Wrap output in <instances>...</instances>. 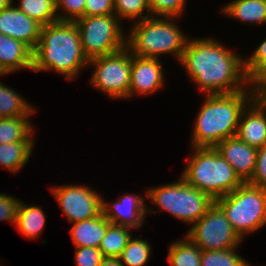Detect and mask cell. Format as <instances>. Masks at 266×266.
I'll return each mask as SVG.
<instances>
[{
  "label": "cell",
  "mask_w": 266,
  "mask_h": 266,
  "mask_svg": "<svg viewBox=\"0 0 266 266\" xmlns=\"http://www.w3.org/2000/svg\"><path fill=\"white\" fill-rule=\"evenodd\" d=\"M245 60L218 40L195 38L188 39L179 62L199 90L213 95L248 89Z\"/></svg>",
  "instance_id": "obj_1"
},
{
  "label": "cell",
  "mask_w": 266,
  "mask_h": 266,
  "mask_svg": "<svg viewBox=\"0 0 266 266\" xmlns=\"http://www.w3.org/2000/svg\"><path fill=\"white\" fill-rule=\"evenodd\" d=\"M88 63L75 22L57 21L42 26L33 51L32 71L53 70L71 81Z\"/></svg>",
  "instance_id": "obj_2"
},
{
  "label": "cell",
  "mask_w": 266,
  "mask_h": 266,
  "mask_svg": "<svg viewBox=\"0 0 266 266\" xmlns=\"http://www.w3.org/2000/svg\"><path fill=\"white\" fill-rule=\"evenodd\" d=\"M249 89L207 95L196 117L192 147L215 148L223 140L236 136L243 110L256 97L255 87Z\"/></svg>",
  "instance_id": "obj_3"
},
{
  "label": "cell",
  "mask_w": 266,
  "mask_h": 266,
  "mask_svg": "<svg viewBox=\"0 0 266 266\" xmlns=\"http://www.w3.org/2000/svg\"><path fill=\"white\" fill-rule=\"evenodd\" d=\"M176 17H148L137 20L126 36V47L140 57L159 58L162 54L182 57L188 36L175 24ZM173 20V21H172Z\"/></svg>",
  "instance_id": "obj_4"
},
{
  "label": "cell",
  "mask_w": 266,
  "mask_h": 266,
  "mask_svg": "<svg viewBox=\"0 0 266 266\" xmlns=\"http://www.w3.org/2000/svg\"><path fill=\"white\" fill-rule=\"evenodd\" d=\"M193 154L181 177L214 201L231 193L243 182L234 168L212 147H192Z\"/></svg>",
  "instance_id": "obj_5"
},
{
  "label": "cell",
  "mask_w": 266,
  "mask_h": 266,
  "mask_svg": "<svg viewBox=\"0 0 266 266\" xmlns=\"http://www.w3.org/2000/svg\"><path fill=\"white\" fill-rule=\"evenodd\" d=\"M234 231L243 240L266 224V189L242 183L231 193L217 198Z\"/></svg>",
  "instance_id": "obj_6"
},
{
  "label": "cell",
  "mask_w": 266,
  "mask_h": 266,
  "mask_svg": "<svg viewBox=\"0 0 266 266\" xmlns=\"http://www.w3.org/2000/svg\"><path fill=\"white\" fill-rule=\"evenodd\" d=\"M145 196L175 218L192 225L215 202L206 193L187 184L181 176L177 182L150 188Z\"/></svg>",
  "instance_id": "obj_7"
},
{
  "label": "cell",
  "mask_w": 266,
  "mask_h": 266,
  "mask_svg": "<svg viewBox=\"0 0 266 266\" xmlns=\"http://www.w3.org/2000/svg\"><path fill=\"white\" fill-rule=\"evenodd\" d=\"M115 14L84 16L75 21L88 60L110 55L126 47V35Z\"/></svg>",
  "instance_id": "obj_8"
},
{
  "label": "cell",
  "mask_w": 266,
  "mask_h": 266,
  "mask_svg": "<svg viewBox=\"0 0 266 266\" xmlns=\"http://www.w3.org/2000/svg\"><path fill=\"white\" fill-rule=\"evenodd\" d=\"M131 55L125 47L113 54L90 59L88 66L95 67L90 84L110 98H129Z\"/></svg>",
  "instance_id": "obj_9"
},
{
  "label": "cell",
  "mask_w": 266,
  "mask_h": 266,
  "mask_svg": "<svg viewBox=\"0 0 266 266\" xmlns=\"http://www.w3.org/2000/svg\"><path fill=\"white\" fill-rule=\"evenodd\" d=\"M186 236L201 251L235 248L243 241L234 231L224 211L216 202L193 224Z\"/></svg>",
  "instance_id": "obj_10"
},
{
  "label": "cell",
  "mask_w": 266,
  "mask_h": 266,
  "mask_svg": "<svg viewBox=\"0 0 266 266\" xmlns=\"http://www.w3.org/2000/svg\"><path fill=\"white\" fill-rule=\"evenodd\" d=\"M50 190L71 223L87 220L102 213L103 198L89 186L63 185L52 187Z\"/></svg>",
  "instance_id": "obj_11"
},
{
  "label": "cell",
  "mask_w": 266,
  "mask_h": 266,
  "mask_svg": "<svg viewBox=\"0 0 266 266\" xmlns=\"http://www.w3.org/2000/svg\"><path fill=\"white\" fill-rule=\"evenodd\" d=\"M160 58L131 55V82L129 98L137 94H150L164 84V70Z\"/></svg>",
  "instance_id": "obj_12"
},
{
  "label": "cell",
  "mask_w": 266,
  "mask_h": 266,
  "mask_svg": "<svg viewBox=\"0 0 266 266\" xmlns=\"http://www.w3.org/2000/svg\"><path fill=\"white\" fill-rule=\"evenodd\" d=\"M12 4L0 11V32L23 42L34 51L40 38L42 25Z\"/></svg>",
  "instance_id": "obj_13"
},
{
  "label": "cell",
  "mask_w": 266,
  "mask_h": 266,
  "mask_svg": "<svg viewBox=\"0 0 266 266\" xmlns=\"http://www.w3.org/2000/svg\"><path fill=\"white\" fill-rule=\"evenodd\" d=\"M143 196L125 193L118 201L111 204L103 198L102 212L113 224L130 226L132 229L140 228L146 219V213H156L144 204Z\"/></svg>",
  "instance_id": "obj_14"
},
{
  "label": "cell",
  "mask_w": 266,
  "mask_h": 266,
  "mask_svg": "<svg viewBox=\"0 0 266 266\" xmlns=\"http://www.w3.org/2000/svg\"><path fill=\"white\" fill-rule=\"evenodd\" d=\"M266 100L255 97L243 110L236 136L249 146L266 144Z\"/></svg>",
  "instance_id": "obj_15"
},
{
  "label": "cell",
  "mask_w": 266,
  "mask_h": 266,
  "mask_svg": "<svg viewBox=\"0 0 266 266\" xmlns=\"http://www.w3.org/2000/svg\"><path fill=\"white\" fill-rule=\"evenodd\" d=\"M215 149L234 168L243 183L251 180L257 160V148L232 136L219 143Z\"/></svg>",
  "instance_id": "obj_16"
},
{
  "label": "cell",
  "mask_w": 266,
  "mask_h": 266,
  "mask_svg": "<svg viewBox=\"0 0 266 266\" xmlns=\"http://www.w3.org/2000/svg\"><path fill=\"white\" fill-rule=\"evenodd\" d=\"M0 63L8 73L22 68L32 70L33 51L23 42L0 32Z\"/></svg>",
  "instance_id": "obj_17"
},
{
  "label": "cell",
  "mask_w": 266,
  "mask_h": 266,
  "mask_svg": "<svg viewBox=\"0 0 266 266\" xmlns=\"http://www.w3.org/2000/svg\"><path fill=\"white\" fill-rule=\"evenodd\" d=\"M110 224L103 212L96 217L73 223L70 233L74 246L99 248Z\"/></svg>",
  "instance_id": "obj_18"
},
{
  "label": "cell",
  "mask_w": 266,
  "mask_h": 266,
  "mask_svg": "<svg viewBox=\"0 0 266 266\" xmlns=\"http://www.w3.org/2000/svg\"><path fill=\"white\" fill-rule=\"evenodd\" d=\"M221 12L241 22L266 24V0H234L225 5Z\"/></svg>",
  "instance_id": "obj_19"
},
{
  "label": "cell",
  "mask_w": 266,
  "mask_h": 266,
  "mask_svg": "<svg viewBox=\"0 0 266 266\" xmlns=\"http://www.w3.org/2000/svg\"><path fill=\"white\" fill-rule=\"evenodd\" d=\"M45 217L42 208L37 205H26L21 201L15 226L25 237L36 239L37 236L40 237L39 235L42 234L46 221Z\"/></svg>",
  "instance_id": "obj_20"
},
{
  "label": "cell",
  "mask_w": 266,
  "mask_h": 266,
  "mask_svg": "<svg viewBox=\"0 0 266 266\" xmlns=\"http://www.w3.org/2000/svg\"><path fill=\"white\" fill-rule=\"evenodd\" d=\"M33 141H18L9 144H0V166L12 173H17L29 162L32 154Z\"/></svg>",
  "instance_id": "obj_21"
},
{
  "label": "cell",
  "mask_w": 266,
  "mask_h": 266,
  "mask_svg": "<svg viewBox=\"0 0 266 266\" xmlns=\"http://www.w3.org/2000/svg\"><path fill=\"white\" fill-rule=\"evenodd\" d=\"M30 116L0 118V144L18 141H34Z\"/></svg>",
  "instance_id": "obj_22"
},
{
  "label": "cell",
  "mask_w": 266,
  "mask_h": 266,
  "mask_svg": "<svg viewBox=\"0 0 266 266\" xmlns=\"http://www.w3.org/2000/svg\"><path fill=\"white\" fill-rule=\"evenodd\" d=\"M184 237L171 243L167 261L172 266H201L202 251L189 237Z\"/></svg>",
  "instance_id": "obj_23"
},
{
  "label": "cell",
  "mask_w": 266,
  "mask_h": 266,
  "mask_svg": "<svg viewBox=\"0 0 266 266\" xmlns=\"http://www.w3.org/2000/svg\"><path fill=\"white\" fill-rule=\"evenodd\" d=\"M131 227L111 223L101 240L99 249L104 257L119 258L122 251L132 238L130 233Z\"/></svg>",
  "instance_id": "obj_24"
},
{
  "label": "cell",
  "mask_w": 266,
  "mask_h": 266,
  "mask_svg": "<svg viewBox=\"0 0 266 266\" xmlns=\"http://www.w3.org/2000/svg\"><path fill=\"white\" fill-rule=\"evenodd\" d=\"M34 112L27 100L0 82V118L31 116Z\"/></svg>",
  "instance_id": "obj_25"
},
{
  "label": "cell",
  "mask_w": 266,
  "mask_h": 266,
  "mask_svg": "<svg viewBox=\"0 0 266 266\" xmlns=\"http://www.w3.org/2000/svg\"><path fill=\"white\" fill-rule=\"evenodd\" d=\"M17 8L42 26L59 21L56 0H19Z\"/></svg>",
  "instance_id": "obj_26"
},
{
  "label": "cell",
  "mask_w": 266,
  "mask_h": 266,
  "mask_svg": "<svg viewBox=\"0 0 266 266\" xmlns=\"http://www.w3.org/2000/svg\"><path fill=\"white\" fill-rule=\"evenodd\" d=\"M150 254L151 246L148 241L136 237L129 240L119 258L123 266H144L148 262Z\"/></svg>",
  "instance_id": "obj_27"
},
{
  "label": "cell",
  "mask_w": 266,
  "mask_h": 266,
  "mask_svg": "<svg viewBox=\"0 0 266 266\" xmlns=\"http://www.w3.org/2000/svg\"><path fill=\"white\" fill-rule=\"evenodd\" d=\"M236 248L202 251L201 266H250L237 254Z\"/></svg>",
  "instance_id": "obj_28"
},
{
  "label": "cell",
  "mask_w": 266,
  "mask_h": 266,
  "mask_svg": "<svg viewBox=\"0 0 266 266\" xmlns=\"http://www.w3.org/2000/svg\"><path fill=\"white\" fill-rule=\"evenodd\" d=\"M115 15L122 20L137 18L143 20L144 18L151 17L149 0H114ZM146 11L147 15L144 14ZM144 14V15H143Z\"/></svg>",
  "instance_id": "obj_29"
},
{
  "label": "cell",
  "mask_w": 266,
  "mask_h": 266,
  "mask_svg": "<svg viewBox=\"0 0 266 266\" xmlns=\"http://www.w3.org/2000/svg\"><path fill=\"white\" fill-rule=\"evenodd\" d=\"M245 71L250 86L255 87L266 76V39L252 57L245 61Z\"/></svg>",
  "instance_id": "obj_30"
},
{
  "label": "cell",
  "mask_w": 266,
  "mask_h": 266,
  "mask_svg": "<svg viewBox=\"0 0 266 266\" xmlns=\"http://www.w3.org/2000/svg\"><path fill=\"white\" fill-rule=\"evenodd\" d=\"M152 17H179L183 14L186 0H149Z\"/></svg>",
  "instance_id": "obj_31"
},
{
  "label": "cell",
  "mask_w": 266,
  "mask_h": 266,
  "mask_svg": "<svg viewBox=\"0 0 266 266\" xmlns=\"http://www.w3.org/2000/svg\"><path fill=\"white\" fill-rule=\"evenodd\" d=\"M86 0H56V10H63L59 13V21L75 22L84 17V8Z\"/></svg>",
  "instance_id": "obj_32"
},
{
  "label": "cell",
  "mask_w": 266,
  "mask_h": 266,
  "mask_svg": "<svg viewBox=\"0 0 266 266\" xmlns=\"http://www.w3.org/2000/svg\"><path fill=\"white\" fill-rule=\"evenodd\" d=\"M76 266H99L104 258L101 250L95 247H75Z\"/></svg>",
  "instance_id": "obj_33"
},
{
  "label": "cell",
  "mask_w": 266,
  "mask_h": 266,
  "mask_svg": "<svg viewBox=\"0 0 266 266\" xmlns=\"http://www.w3.org/2000/svg\"><path fill=\"white\" fill-rule=\"evenodd\" d=\"M20 203L21 201L13 196L0 193V221H9L15 225Z\"/></svg>",
  "instance_id": "obj_34"
},
{
  "label": "cell",
  "mask_w": 266,
  "mask_h": 266,
  "mask_svg": "<svg viewBox=\"0 0 266 266\" xmlns=\"http://www.w3.org/2000/svg\"><path fill=\"white\" fill-rule=\"evenodd\" d=\"M248 183L266 189V144L257 150L255 169Z\"/></svg>",
  "instance_id": "obj_35"
},
{
  "label": "cell",
  "mask_w": 266,
  "mask_h": 266,
  "mask_svg": "<svg viewBox=\"0 0 266 266\" xmlns=\"http://www.w3.org/2000/svg\"><path fill=\"white\" fill-rule=\"evenodd\" d=\"M115 14L114 0H86L84 16H104Z\"/></svg>",
  "instance_id": "obj_36"
},
{
  "label": "cell",
  "mask_w": 266,
  "mask_h": 266,
  "mask_svg": "<svg viewBox=\"0 0 266 266\" xmlns=\"http://www.w3.org/2000/svg\"><path fill=\"white\" fill-rule=\"evenodd\" d=\"M256 97L266 100V76L255 86Z\"/></svg>",
  "instance_id": "obj_37"
},
{
  "label": "cell",
  "mask_w": 266,
  "mask_h": 266,
  "mask_svg": "<svg viewBox=\"0 0 266 266\" xmlns=\"http://www.w3.org/2000/svg\"><path fill=\"white\" fill-rule=\"evenodd\" d=\"M99 266H123L120 258L116 257H104Z\"/></svg>",
  "instance_id": "obj_38"
},
{
  "label": "cell",
  "mask_w": 266,
  "mask_h": 266,
  "mask_svg": "<svg viewBox=\"0 0 266 266\" xmlns=\"http://www.w3.org/2000/svg\"><path fill=\"white\" fill-rule=\"evenodd\" d=\"M13 2H14L13 0H0V11L7 8Z\"/></svg>",
  "instance_id": "obj_39"
},
{
  "label": "cell",
  "mask_w": 266,
  "mask_h": 266,
  "mask_svg": "<svg viewBox=\"0 0 266 266\" xmlns=\"http://www.w3.org/2000/svg\"><path fill=\"white\" fill-rule=\"evenodd\" d=\"M6 75V74H9L4 68H3V66L1 65V63H0V75Z\"/></svg>",
  "instance_id": "obj_40"
}]
</instances>
